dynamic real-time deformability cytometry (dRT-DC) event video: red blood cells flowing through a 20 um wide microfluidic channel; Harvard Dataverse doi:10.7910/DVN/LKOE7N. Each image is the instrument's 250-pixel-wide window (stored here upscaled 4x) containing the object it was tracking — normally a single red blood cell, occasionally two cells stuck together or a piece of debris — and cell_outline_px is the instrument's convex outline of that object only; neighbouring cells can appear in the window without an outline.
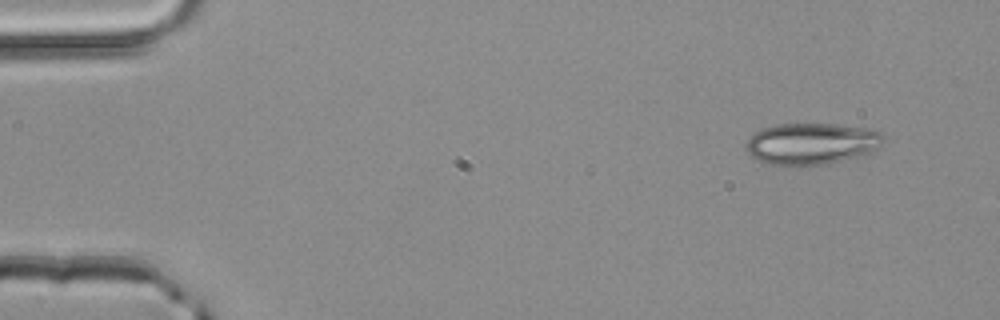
{"species": "common noctule bat (a hibernating species)", "species_latin": "Nyctalus noctula", "temperature_condition": "room temperature", "stored_images_in_passage": 3, "camera_frame_rate_fps": 3000, "um_per_image_px": 0.085, "animal": {"sex": "male", "body_mass_g": 20.4}, "frame": {"image": 1, "passage_image": 1, "time_ms": 0.0, "image_size_px": [1000, 320], "cell_outline_px": [[884, 140], [872, 152], [824, 164], [800, 168], [768, 164], [752, 156], [748, 152], [748, 140], [760, 128], [776, 124], [836, 124], [868, 128], [880, 132], [884, 136]], "centroid_in_image_um": [68.97, 12.22], "position_along_channel_um": 16.0, "area_um2": 33.35}}